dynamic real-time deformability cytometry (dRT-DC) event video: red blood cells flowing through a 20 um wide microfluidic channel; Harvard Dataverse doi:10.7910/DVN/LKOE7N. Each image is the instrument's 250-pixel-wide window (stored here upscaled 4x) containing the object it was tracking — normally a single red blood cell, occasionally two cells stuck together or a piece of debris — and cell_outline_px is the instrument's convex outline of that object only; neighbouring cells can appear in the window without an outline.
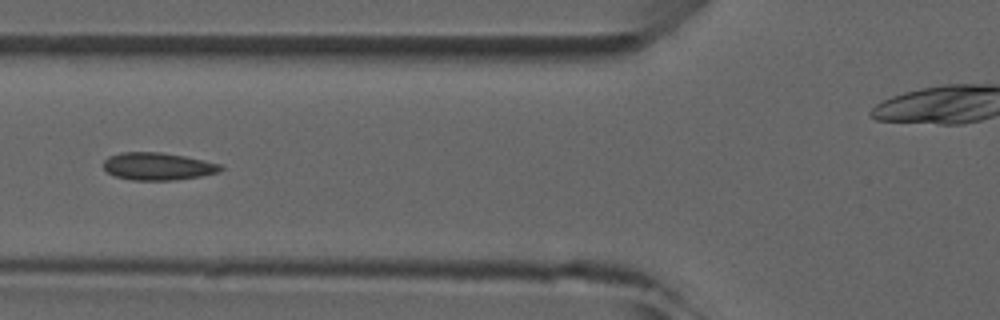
{"species": "common noctule bat (a hibernating species)", "species_latin": "Nyctalus noctula", "temperature_condition": "room temperature", "stored_images_in_passage": 4, "camera_frame_rate_fps": 3000, "um_per_image_px": 0.085, "animal": {"sex": "male", "forearm_length_mm": 52.5}, "frame": {"image": 1, "passage_image": 2, "time_ms": 1.333, "image_size_px": [1000, 320], "cell_outline_px": [[224, 168], [220, 172], [200, 176], [176, 180], [132, 180], [116, 176], [108, 172], [104, 168], [104, 160], [108, 156], [120, 152], [160, 152], [184, 156], [224, 164]], "centroid_in_image_um": [13.46, 14.13], "position_along_channel_um": 112.3, "area_um2": 18.9}}
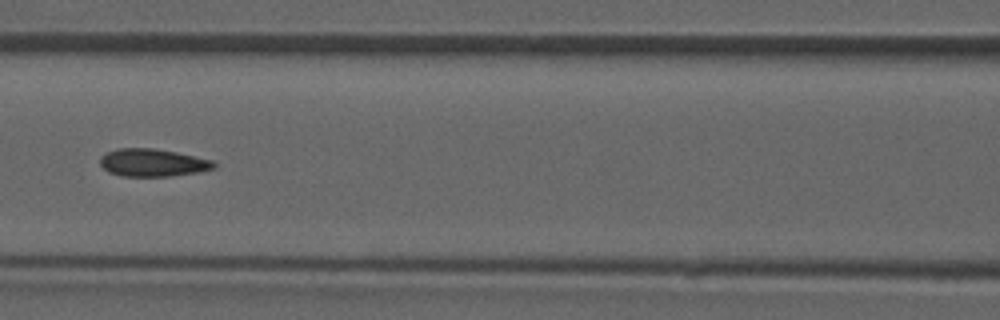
{"frame": {"image": 2, "passage_image": 3, "time_ms": 2.333, "image_size_px": [1000, 320], "cell_outline_px": [[216, 168], [196, 172], [168, 176], [124, 176], [108, 172], [100, 164], [100, 156], [116, 148], [152, 148], [176, 152], [212, 160], [216, 164]], "centroid_in_image_um": [12.96, 13.82], "position_along_channel_um": 153.6, "area_um2": 18.21}}